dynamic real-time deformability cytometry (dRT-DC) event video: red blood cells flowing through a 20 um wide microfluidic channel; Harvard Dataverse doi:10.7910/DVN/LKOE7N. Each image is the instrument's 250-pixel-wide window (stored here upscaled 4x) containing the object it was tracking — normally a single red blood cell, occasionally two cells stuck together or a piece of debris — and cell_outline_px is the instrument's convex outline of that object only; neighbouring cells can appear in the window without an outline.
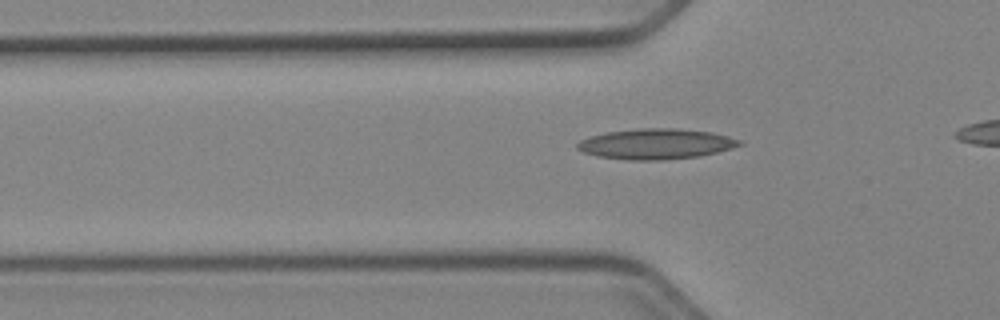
{"species": "Egyptian fruit bat (a non-hibernating species)", "species_latin": "Rousettus aegyptiacus", "temperature_condition": "cold", "stored_images_in_passage": 37, "camera_frame_rate_fps": 3000, "um_per_image_px": 0.085, "animal": {"sex": "female"}, "frame": {"image": 1, "passage_image": 12, "time_ms": 3.667, "image_size_px": [1000, 320], "cell_outline_px": [[744, 144], [732, 148], [700, 156], [660, 160], [628, 160], [596, 156], [584, 152], [576, 148], [576, 144], [580, 140], [604, 132], [640, 128], [676, 128], [712, 132], [728, 136], [740, 140]], "centroid_in_image_um": [55.75, 12.23], "position_along_channel_um": 70.0, "area_um2": 28.84}}
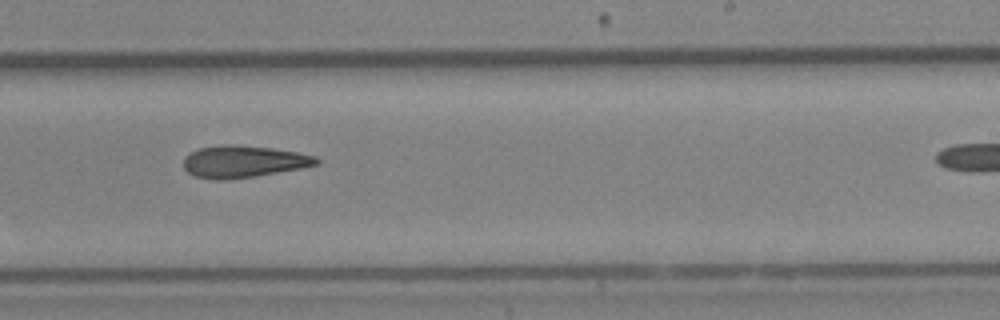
{"frame": {"image": 2, "passage_image": 27, "time_ms": 8.667, "image_size_px": [1000, 320], "cell_outline_px": [[320, 164], [300, 168], [252, 176], [220, 180], [216, 180], [196, 176], [188, 172], [184, 168], [184, 156], [200, 148], [220, 144], [240, 144], [272, 148], [296, 152], [316, 156], [320, 160]], "centroid_in_image_um": [20.69, 13.71], "position_along_channel_um": 268.3, "area_um2": 24.62}}
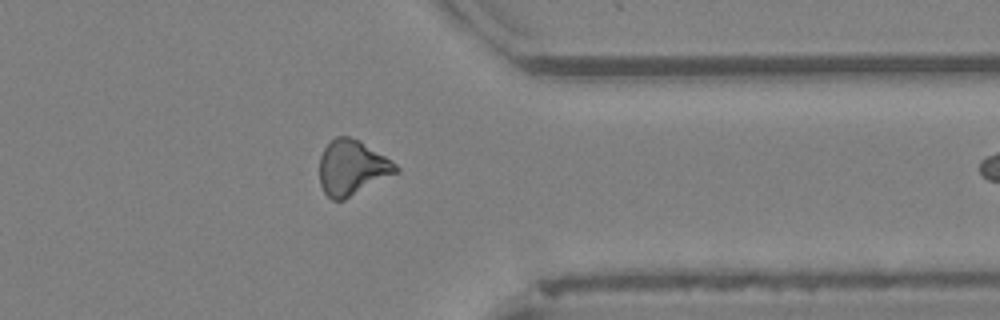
{"frame": {"image": 3, "passage_image": 36, "time_ms": 11.667, "image_size_px": [1000, 320], "cell_outline_px": [[400, 172], [344, 200], [332, 200], [324, 192], [320, 184], [320, 156], [324, 148], [336, 136], [348, 136], [360, 140], [392, 160], [400, 168]], "centroid_in_image_um": [29.96, 14.26], "position_along_channel_um": 381.4, "area_um2": 24.74}}